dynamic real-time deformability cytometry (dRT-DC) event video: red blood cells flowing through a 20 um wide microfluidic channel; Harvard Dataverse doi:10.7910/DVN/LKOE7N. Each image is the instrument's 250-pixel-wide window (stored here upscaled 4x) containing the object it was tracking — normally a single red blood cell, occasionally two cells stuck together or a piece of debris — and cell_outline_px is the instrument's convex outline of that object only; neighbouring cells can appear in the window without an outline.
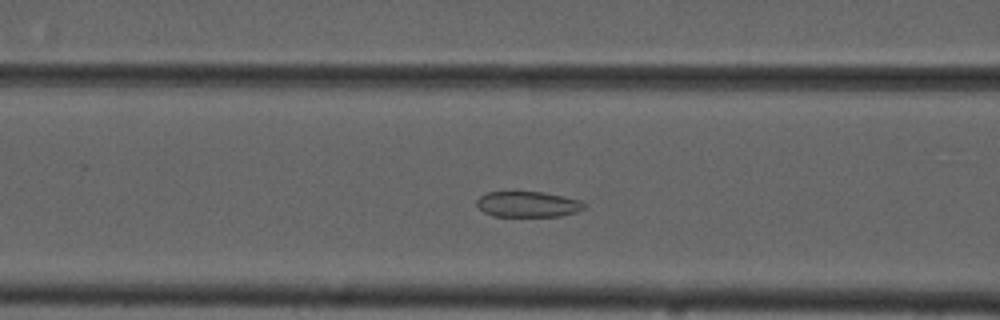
{"species": "common noctule bat (a hibernating species)", "species_latin": "Nyctalus noctula", "temperature_condition": "cold", "stored_images_in_passage": 48, "camera_frame_rate_fps": 3000, "um_per_image_px": 0.085, "animal": {"sex": "male", "forearm_length_mm": 52.5}, "frame": {"image": 1, "passage_image": 15, "time_ms": 4.667, "image_size_px": [1000, 320], "cell_outline_px": [[584, 208], [576, 212], [560, 216], [492, 216], [484, 212], [476, 204], [476, 200], [480, 196], [488, 192], [544, 192], [580, 200], [584, 204]], "centroid_in_image_um": [44.84, 17.36], "position_along_channel_um": 121.8, "area_um2": 15.95}}
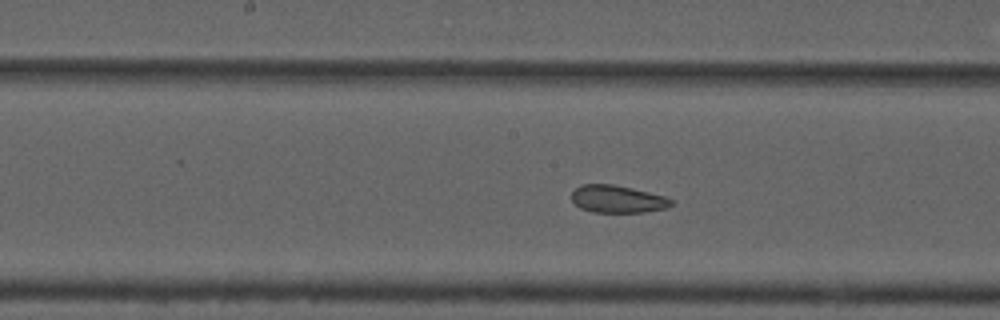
{"frame": {"image": 2, "passage_image": 21, "time_ms": 6.667, "image_size_px": [1000, 320], "cell_outline_px": [[672, 204], [668, 208], [644, 212], [592, 212], [580, 208], [572, 200], [572, 192], [580, 184], [612, 184], [632, 188], [664, 196], [672, 200]], "centroid_in_image_um": [52.48, 16.92], "position_along_channel_um": 195.7, "area_um2": 15.9}}
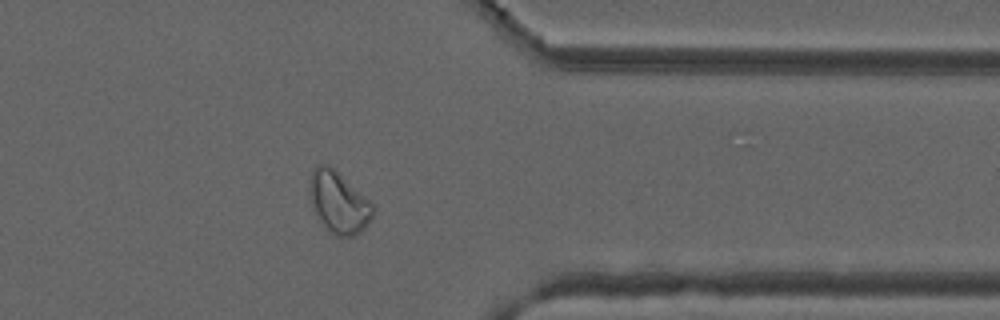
{"frame": {"image": 3, "passage_image": 37, "time_ms": 12.0, "image_size_px": [1000, 320], "cell_outline_px": [[372, 216], [368, 224], [356, 236], [336, 236], [328, 232], [324, 228], [316, 216], [308, 196], [308, 184], [312, 172], [316, 164], [328, 164], [368, 200], [372, 204]], "centroid_in_image_um": [28.71, 17.23], "position_along_channel_um": 382.7, "area_um2": 22.66}, "authors_computed_cell_mechanics": {"area_um2": 19.1607, "velocity_mm_per_s": 3.6899, "shape_relaxation_time_tau1_ms": null, "shape_relaxation_time_tau2_ms": 0.8689, "deformation_change_tau1": null, "deformation_change_tau2": 0.0458}}